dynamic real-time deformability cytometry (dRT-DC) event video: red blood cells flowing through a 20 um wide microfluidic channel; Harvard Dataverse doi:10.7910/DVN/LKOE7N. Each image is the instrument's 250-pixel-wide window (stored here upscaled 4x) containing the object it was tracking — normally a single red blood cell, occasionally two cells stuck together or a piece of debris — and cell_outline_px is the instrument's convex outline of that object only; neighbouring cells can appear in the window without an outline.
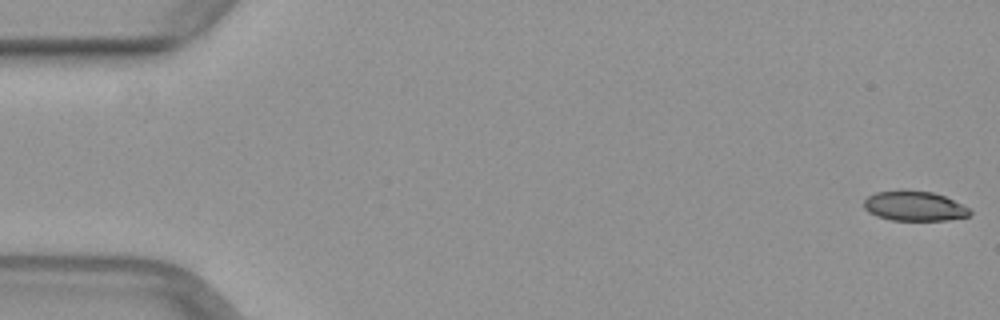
{"species": "common noctule bat (a hibernating species)", "species_latin": "Nyctalus noctula", "temperature_condition": "warm", "stored_images_in_passage": 51, "camera_frame_rate_fps": 3000, "um_per_image_px": 0.085, "animal": {"sex": "female", "body_mass_g": 29.2, "forearm_length_mm": 56.3}, "frame": {"image": 1, "passage_image": 1, "time_ms": 0.0, "image_size_px": [1000, 320], "cell_outline_px": [[972, 212], [968, 216], [948, 220], [892, 220], [876, 216], [868, 212], [864, 208], [864, 200], [868, 196], [876, 192], [904, 188], [932, 192], [944, 196], [968, 208]], "centroid_in_image_um": [77.67, 17.49], "position_along_channel_um": 7.3, "area_um2": 18.61}}
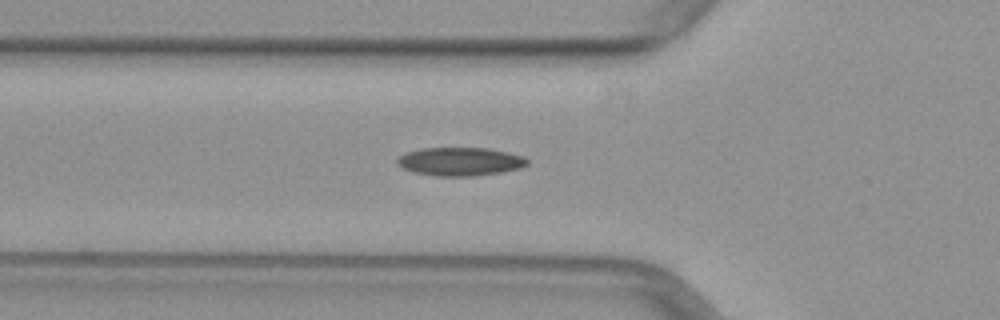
{"frame": {"image": 2, "passage_image": 18, "time_ms": 5.667, "image_size_px": [1000, 320], "cell_outline_px": [[528, 164], [520, 168], [500, 172], [476, 176], [432, 176], [412, 172], [400, 168], [396, 164], [396, 160], [404, 152], [420, 148], [488, 148], [508, 152], [524, 156], [528, 160]], "centroid_in_image_um": [39.06, 13.73], "position_along_channel_um": 86.7, "area_um2": 21.85}}
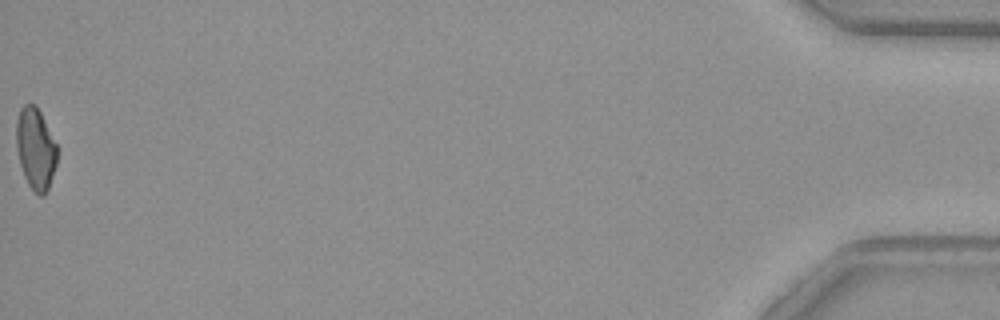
{"frame": {"image": 3, "passage_image": 51, "time_ms": 16.667, "image_size_px": [1000, 320], "cell_outline_px": [[56, 164], [48, 188], [44, 196], [40, 196], [28, 184], [24, 176], [20, 164], [16, 148], [16, 120], [20, 108], [24, 104], [36, 104], [56, 144]], "centroid_in_image_um": [3.0, 12.62], "position_along_channel_um": 432.2, "area_um2": 19.19}}